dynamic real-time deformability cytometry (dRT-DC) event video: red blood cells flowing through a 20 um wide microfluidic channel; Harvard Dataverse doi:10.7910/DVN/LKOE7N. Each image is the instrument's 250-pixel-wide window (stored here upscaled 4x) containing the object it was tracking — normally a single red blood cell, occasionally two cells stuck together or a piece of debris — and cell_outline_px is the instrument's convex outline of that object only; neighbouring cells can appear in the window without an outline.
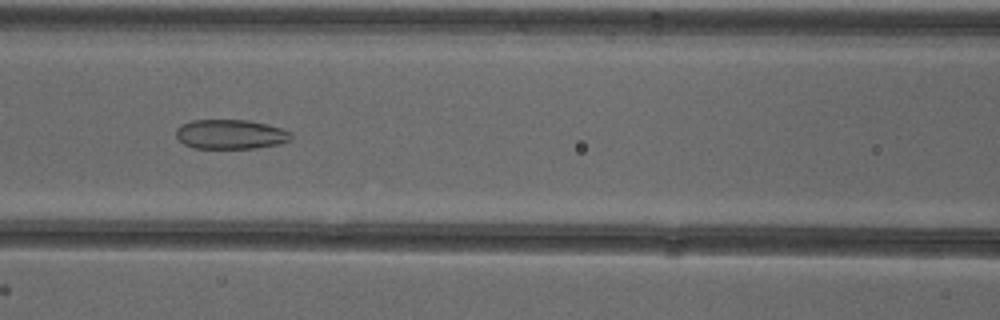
{"species": "common noctule bat (a hibernating species)", "species_latin": "Nyctalus noctula", "temperature_condition": "cold", "stored_images_in_passage": 53, "camera_frame_rate_fps": 3000, "um_per_image_px": 0.085, "animal": {"sex": "female"}, "frame": {"image": 1, "passage_image": 24, "time_ms": 7.667, "image_size_px": [1000, 320], "cell_outline_px": [[292, 140], [280, 144], [256, 148], [192, 148], [184, 144], [176, 136], [176, 128], [180, 124], [192, 120], [248, 120], [268, 124], [292, 132]], "centroid_in_image_um": [19.61, 11.41], "position_along_channel_um": 147.0, "area_um2": 20.0}}
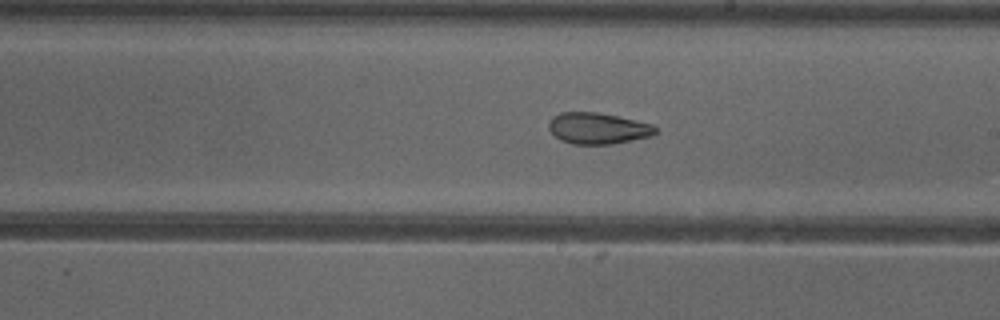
{"frame": {"image": 2, "passage_image": 31, "time_ms": 10.0, "image_size_px": [1000, 320], "cell_outline_px": [[656, 132], [652, 136], [612, 144], [572, 144], [556, 136], [548, 128], [548, 124], [552, 116], [560, 112], [596, 112], [616, 116], [652, 124], [656, 128]], "centroid_in_image_um": [50.81, 10.9], "position_along_channel_um": 238.2, "area_um2": 19.25}}
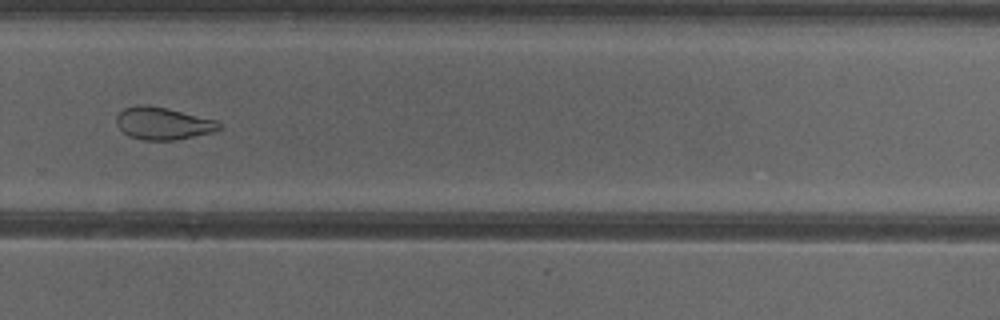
{"frame": {"image": 3, "passage_image": 37, "time_ms": 12.0, "image_size_px": [1000, 320], "cell_outline_px": [[220, 128], [212, 132], [176, 140], [144, 140], [128, 136], [116, 124], [116, 116], [124, 108], [140, 104], [148, 104], [168, 108], [216, 120], [220, 124]], "centroid_in_image_um": [13.82, 10.48], "position_along_channel_um": 316.0, "area_um2": 19.36}, "authors_computed_cell_mechanics": {"area_um2": 23.8714, "velocity_mm_per_s": 3.9127, "shape_relaxation_time_tau1_ms": null, "shape_relaxation_time_tau2_ms": 2.5256, "deformation_change_tau1": null, "deformation_change_tau2": 0.0832}}